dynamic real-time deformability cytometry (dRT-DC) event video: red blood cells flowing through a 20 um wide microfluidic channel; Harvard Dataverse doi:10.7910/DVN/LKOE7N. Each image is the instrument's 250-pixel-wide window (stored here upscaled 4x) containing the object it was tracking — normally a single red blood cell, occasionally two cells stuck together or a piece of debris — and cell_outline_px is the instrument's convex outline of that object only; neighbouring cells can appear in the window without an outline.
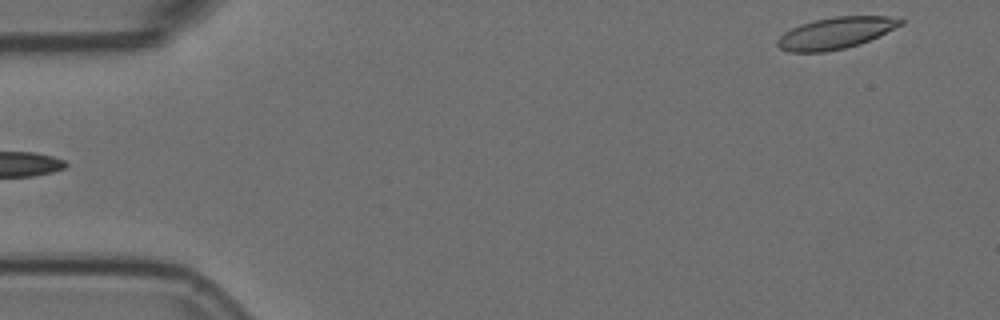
{"species": "Egyptian fruit bat (a non-hibernating species)", "species_latin": "Rousettus aegyptiacus", "temperature_condition": "room temperature", "stored_images_in_passage": 5, "segment_of_instrument_passage": [2, 2], "camera_frame_rate_fps": 3000, "um_per_image_px": 0.085, "animal": {"sex": "female"}, "frame": {"image": 1, "passage_image": 5, "time_ms": 1.333, "image_size_px": [1000, 320], "cell_outline_px": [[904, 24], [860, 44], [844, 48], [824, 52], [788, 52], [780, 48], [776, 44], [776, 40], [784, 32], [800, 24], [832, 16], [888, 16], [904, 20]], "centroid_in_image_um": [71.01, 2.81], "position_along_channel_um": 14.0, "area_um2": 22.6}}